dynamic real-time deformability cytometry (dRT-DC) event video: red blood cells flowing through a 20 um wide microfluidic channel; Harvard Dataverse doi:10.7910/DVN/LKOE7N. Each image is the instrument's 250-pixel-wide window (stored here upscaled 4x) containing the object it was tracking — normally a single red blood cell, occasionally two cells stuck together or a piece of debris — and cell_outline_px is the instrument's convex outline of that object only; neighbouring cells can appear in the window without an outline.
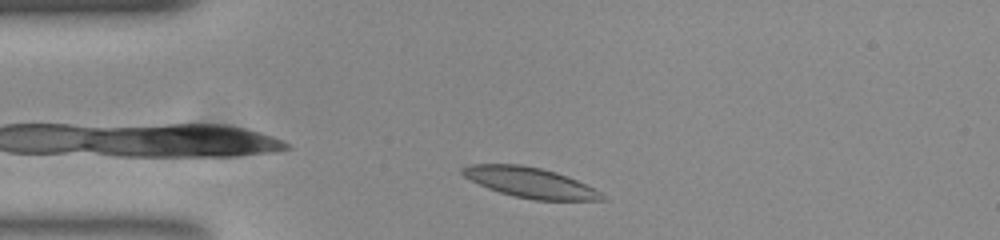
{"species": "common noctule bat (a hibernating species)", "species_latin": "Nyctalus noctula", "temperature_condition": "room temperature", "stored_images_in_passage": 35, "camera_frame_rate_fps": 3000, "um_per_image_px": 0.085, "animal": {"sex": "female", "body_mass_g": 23.0, "forearm_length_mm": 53.4}, "frame": {"image": 1, "passage_image": 3, "time_ms": 0.667, "image_size_px": [1000, 240], "cell_outline_px": [[604, 200], [536, 200], [516, 196], [500, 192], [488, 188], [464, 176], [460, 172], [460, 168], [472, 164], [520, 164], [540, 168], [556, 172], [576, 180], [600, 192]], "centroid_in_image_um": [45.01, 15.5], "position_along_channel_um": 40.0, "area_um2": 24.1}}
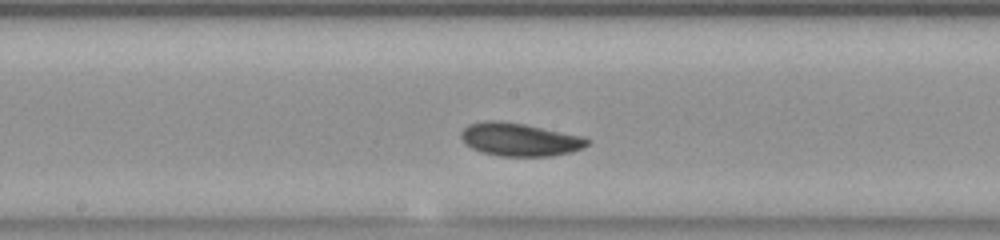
{"frame": {"image": 2, "passage_image": 18, "time_ms": 5.667, "image_size_px": [1000, 240], "cell_outline_px": [[588, 144], [572, 152], [552, 156], [500, 156], [484, 152], [472, 148], [460, 136], [460, 132], [468, 124], [484, 120], [496, 120], [524, 124], [580, 136], [588, 140]], "centroid_in_image_um": [44.13, 11.85], "position_along_channel_um": 204.1, "area_um2": 23.93}}
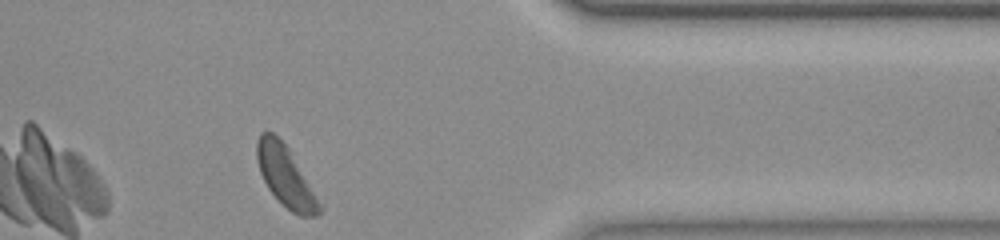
{"frame": {"image": 3, "passage_image": 34, "time_ms": 11.0, "image_size_px": [1000, 240], "cell_outline_px": [[324, 208], [316, 216], [300, 216], [292, 212], [268, 188], [260, 172], [256, 156], [256, 140], [260, 132], [272, 132], [288, 148], [324, 204]], "centroid_in_image_um": [24.32, 15.01], "position_along_channel_um": 387.1, "area_um2": 22.08}, "authors_computed_cell_mechanics": {"area_um2": 23.2934, "velocity_mm_per_s": 3.809, "shape_relaxation_time_tau1_ms": 2.581, "shape_relaxation_time_tau2_ms": 6.3006, "deformation_change_tau1": 0.09, "deformation_change_tau2": 0.1143}}